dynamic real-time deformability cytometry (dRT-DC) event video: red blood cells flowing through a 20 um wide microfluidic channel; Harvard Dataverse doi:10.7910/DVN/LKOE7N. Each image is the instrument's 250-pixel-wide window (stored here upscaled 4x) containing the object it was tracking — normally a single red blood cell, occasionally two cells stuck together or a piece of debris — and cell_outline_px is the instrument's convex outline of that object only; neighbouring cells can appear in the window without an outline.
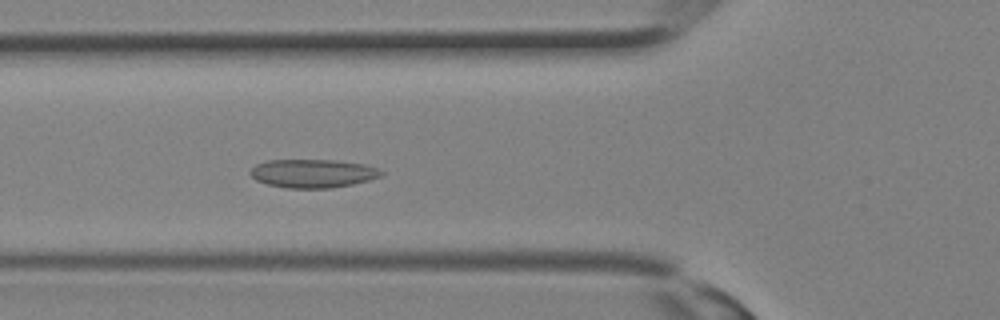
{"species": "Egyptian fruit bat (a non-hibernating species)", "species_latin": "Rousettus aegyptiacus", "temperature_condition": "room temperature", "stored_images_in_passage": 12, "camera_frame_rate_fps": 3000, "um_per_image_px": 0.085, "animal": {"sex": "female"}, "frame": {"image": 1, "passage_image": 12, "time_ms": 3.667, "image_size_px": [1000, 320], "cell_outline_px": [[384, 172], [380, 176], [368, 180], [352, 184], [332, 188], [288, 188], [268, 184], [256, 180], [248, 172], [256, 164], [268, 160], [336, 160], [364, 164], [380, 168]], "centroid_in_image_um": [26.6, 14.73], "position_along_channel_um": 99.2, "area_um2": 21.73}}